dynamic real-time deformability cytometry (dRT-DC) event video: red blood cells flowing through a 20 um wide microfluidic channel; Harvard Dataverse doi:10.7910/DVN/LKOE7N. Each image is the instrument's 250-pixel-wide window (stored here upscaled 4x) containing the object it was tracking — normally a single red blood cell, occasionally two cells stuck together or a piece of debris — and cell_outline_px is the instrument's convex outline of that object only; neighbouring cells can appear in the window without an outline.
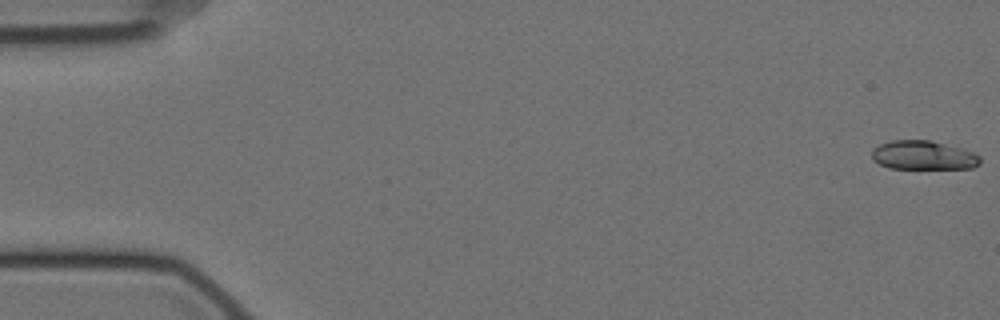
{"species": "Egyptian fruit bat (a non-hibernating species)", "species_latin": "Rousettus aegyptiacus", "temperature_condition": "cold", "stored_images_in_passage": 51, "camera_frame_rate_fps": 3000, "um_per_image_px": 0.085, "animal": {"sex": "female"}, "frame": {"image": 1, "passage_image": 1, "time_ms": 0.0, "image_size_px": [1000, 320], "cell_outline_px": [[980, 164], [972, 168], [888, 168], [872, 160], [872, 148], [880, 144], [892, 140], [928, 140], [964, 148], [976, 152], [980, 156]], "centroid_in_image_um": [78.5, 13.19], "position_along_channel_um": 6.5, "area_um2": 18.44}}
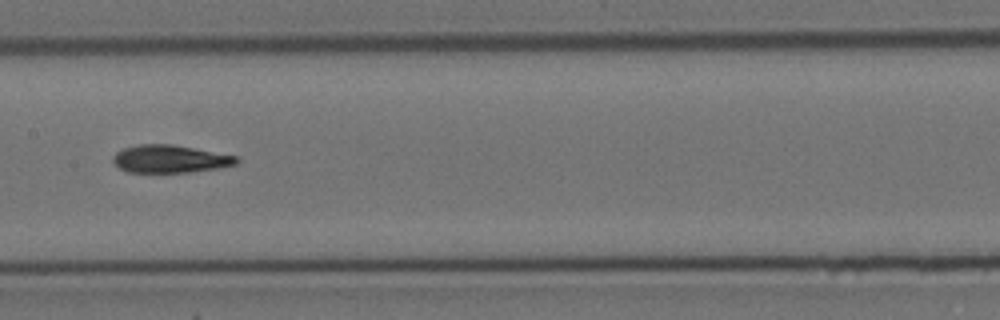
{"frame": {"image": 2, "passage_image": 29, "time_ms": 9.333, "image_size_px": [1000, 320], "cell_outline_px": [[240, 160], [236, 164], [220, 168], [188, 172], [128, 172], [120, 168], [112, 160], [112, 156], [116, 152], [124, 148], [140, 144], [172, 144], [240, 156]], "centroid_in_image_um": [14.5, 13.5], "position_along_channel_um": 192.9, "area_um2": 20.06}}
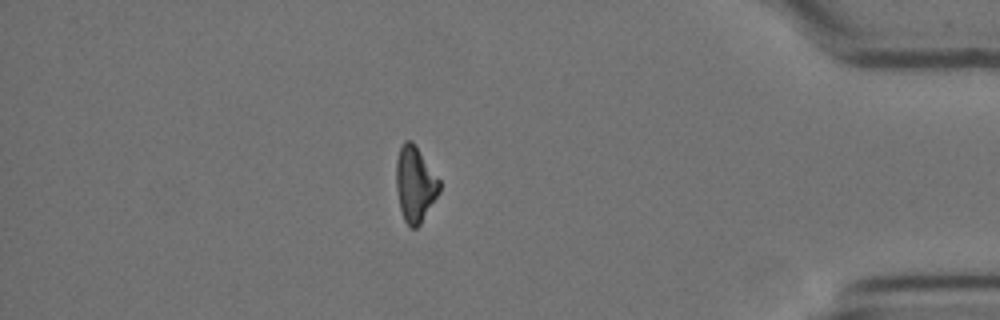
{"frame": {"image": 3, "passage_image": 50, "time_ms": 16.333, "image_size_px": [1000, 320], "cell_outline_px": [[440, 192], [420, 224], [416, 228], [412, 228], [404, 220], [400, 208], [396, 188], [396, 160], [400, 148], [404, 140], [412, 140], [440, 180]], "centroid_in_image_um": [35.28, 15.64], "position_along_channel_um": 399.9, "area_um2": 18.96}}